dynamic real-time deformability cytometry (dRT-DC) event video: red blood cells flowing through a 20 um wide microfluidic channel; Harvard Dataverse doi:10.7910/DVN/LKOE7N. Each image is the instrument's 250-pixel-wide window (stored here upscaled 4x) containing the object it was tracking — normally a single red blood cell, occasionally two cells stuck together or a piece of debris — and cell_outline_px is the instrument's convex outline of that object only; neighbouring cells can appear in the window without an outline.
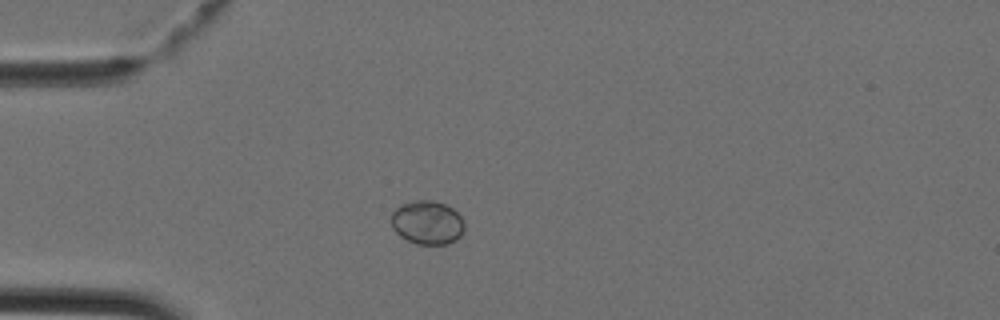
{"species": "Egyptian fruit bat (a non-hibernating species)", "species_latin": "Rousettus aegyptiacus", "temperature_condition": "cold", "stored_images_in_passage": 32, "camera_frame_rate_fps": 3000, "um_per_image_px": 0.085, "animal": {"sex": "female"}, "frame": {"image": 1, "passage_image": 1, "time_ms": 0.0, "image_size_px": [1000, 320], "cell_outline_px": [[464, 232], [456, 240], [448, 244], [416, 244], [400, 236], [392, 228], [392, 212], [400, 204], [416, 200], [432, 200], [444, 204], [452, 208], [460, 216], [464, 224]], "centroid_in_image_um": [36.32, 18.92], "position_along_channel_um": 48.7, "area_um2": 18.67}}
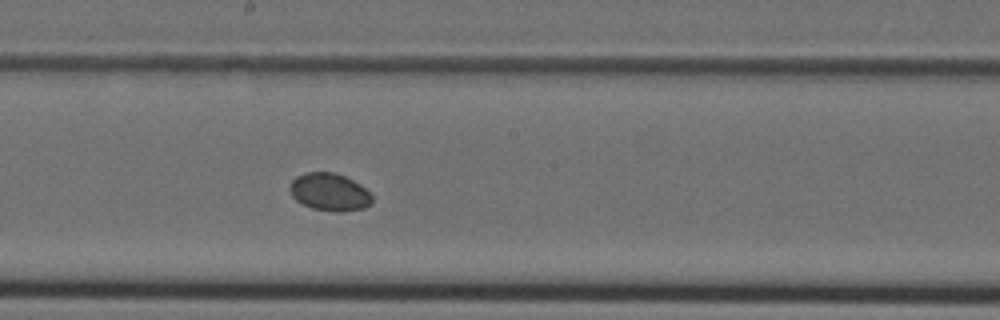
{"frame": {"image": 2, "passage_image": 13, "time_ms": 4.0, "image_size_px": [1000, 320], "cell_outline_px": [[372, 204], [364, 208], [340, 212], [332, 212], [312, 208], [296, 200], [292, 196], [288, 188], [292, 180], [296, 176], [308, 172], [336, 172], [360, 184], [372, 196]], "centroid_in_image_um": [28.0, 16.33], "position_along_channel_um": 220.2, "area_um2": 18.09}}
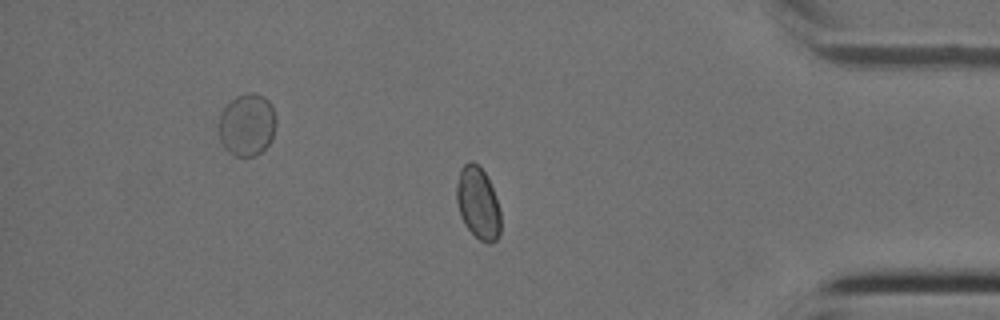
{"frame": {"image": 3, "passage_image": 26, "time_ms": 8.333, "image_size_px": [1000, 320], "cell_outline_px": [[500, 236], [496, 240], [488, 244], [480, 240], [464, 224], [460, 216], [456, 200], [456, 184], [460, 168], [468, 160], [472, 160], [484, 172], [496, 196], [500, 212]], "centroid_in_image_um": [40.61, 17.26], "position_along_channel_um": 394.6, "area_um2": 18.61}}